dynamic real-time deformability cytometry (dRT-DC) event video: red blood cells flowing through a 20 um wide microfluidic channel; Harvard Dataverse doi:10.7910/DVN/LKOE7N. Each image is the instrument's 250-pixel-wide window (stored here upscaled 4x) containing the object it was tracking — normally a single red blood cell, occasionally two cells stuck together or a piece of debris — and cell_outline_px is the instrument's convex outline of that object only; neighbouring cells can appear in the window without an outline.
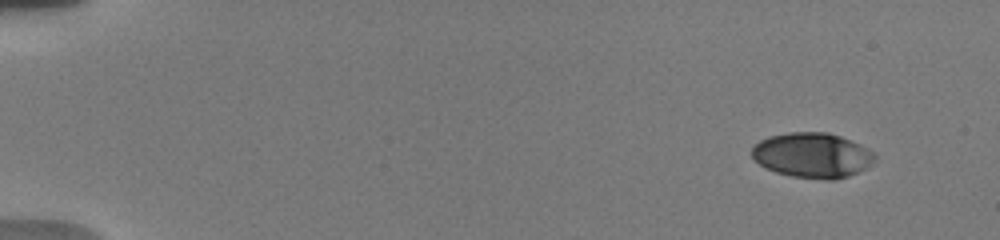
{"species": "human", "species_latin": "Homo sapiens", "temperature_condition": "warm", "stored_images_in_passage": 59, "camera_frame_rate_fps": 3000, "um_per_image_px": 0.085, "donor": {"sex": "male"}, "frame": {"image": 1, "passage_image": 1, "time_ms": 0.0, "image_size_px": [1000, 240], "cell_outline_px": [[876, 160], [868, 168], [848, 176], [836, 180], [824, 180], [792, 176], [776, 172], [764, 168], [752, 156], [752, 148], [760, 140], [768, 136], [788, 132], [828, 132], [840, 136], [860, 144], [868, 148], [876, 156]], "centroid_in_image_um": [69.07, 13.2], "position_along_channel_um": 15.9, "area_um2": 32.54}}
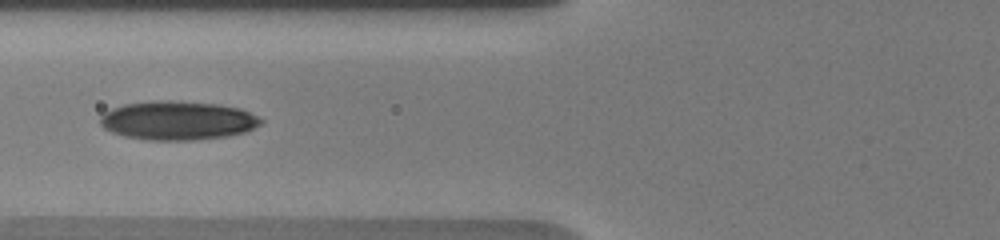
{"frame": {"image": 2, "passage_image": 21, "time_ms": 6.333, "image_size_px": [1000, 240], "cell_outline_px": [[264, 120], [260, 124], [244, 132], [228, 136], [192, 140], [148, 140], [124, 136], [112, 132], [104, 128], [100, 124], [100, 116], [104, 112], [112, 108], [124, 104], [156, 100], [168, 100], [220, 104], [240, 108]], "centroid_in_image_um": [15.07, 10.24], "position_along_channel_um": 110.7, "area_um2": 36.41}}
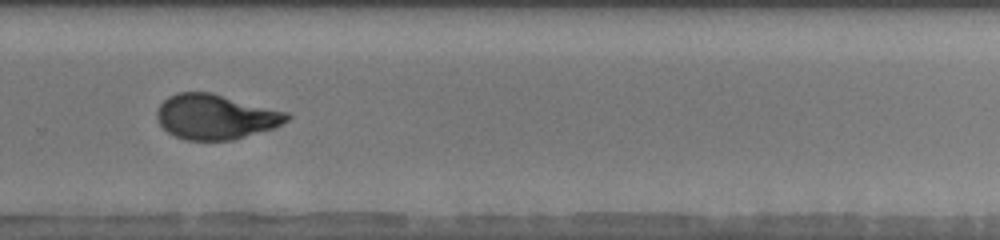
{"frame": {"image": 3, "passage_image": 35, "time_ms": 11.667, "image_size_px": [1000, 240], "cell_outline_px": [[292, 116], [288, 120], [272, 128], [232, 140], [184, 140], [168, 132], [160, 124], [156, 116], [156, 112], [160, 104], [168, 96], [180, 92], [212, 92], [288, 112]], "centroid_in_image_um": [18.31, 9.91], "position_along_channel_um": 311.5, "area_um2": 33.99}, "authors_computed_cell_mechanics": {"area_um2": 33.813, "velocity_mm_per_s": 3.7595, "shape_relaxation_time_tau1_ms": 7.1807, "shape_relaxation_time_tau2_ms": 1.5531, "deformation_change_tau1": 0.2248, "deformation_change_tau2": 0.0696}}